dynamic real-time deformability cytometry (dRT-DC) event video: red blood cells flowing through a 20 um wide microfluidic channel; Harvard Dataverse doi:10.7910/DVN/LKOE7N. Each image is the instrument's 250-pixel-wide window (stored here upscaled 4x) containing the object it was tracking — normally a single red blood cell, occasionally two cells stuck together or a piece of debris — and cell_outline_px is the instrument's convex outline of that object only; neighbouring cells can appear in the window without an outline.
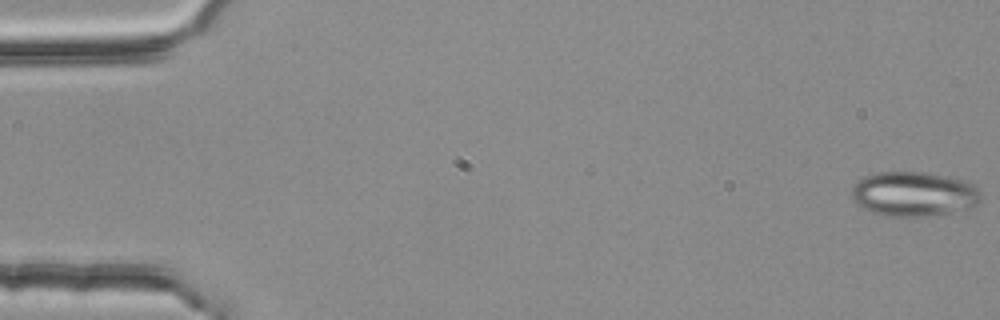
{"species": "common noctule bat (a hibernating species)", "species_latin": "Nyctalus noctula", "temperature_condition": "room temperature", "stored_images_in_passage": 55, "camera_frame_rate_fps": 3000, "um_per_image_px": 0.085, "animal": {"sex": "female", "body_mass_g": 25.1}, "frame": {"image": 1, "passage_image": 1, "time_ms": 0.0, "image_size_px": [1000, 320], "cell_outline_px": [[980, 200], [972, 208], [924, 216], [884, 216], [872, 212], [856, 204], [852, 200], [852, 188], [864, 176], [880, 172], [924, 172], [968, 180], [980, 192]], "centroid_in_image_um": [77.68, 16.48], "position_along_channel_um": 7.3, "area_um2": 33.52}}
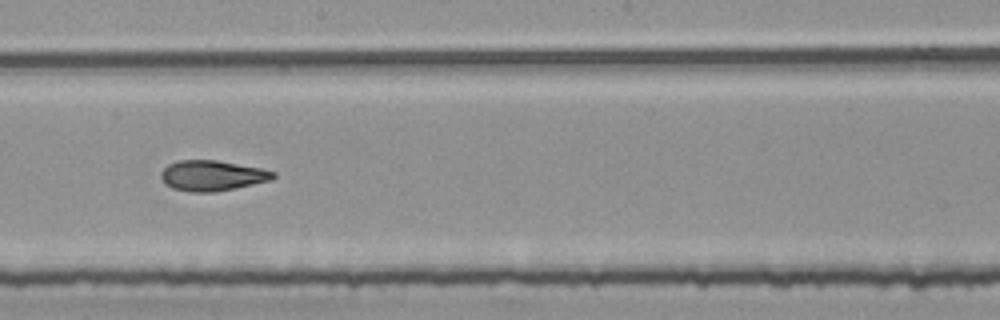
{"frame": {"image": 2, "passage_image": 31, "time_ms": 10.0, "image_size_px": [1000, 320], "cell_outline_px": [[276, 176], [272, 180], [216, 192], [192, 192], [172, 188], [164, 184], [160, 176], [160, 172], [168, 164], [176, 160], [216, 160], [260, 168], [276, 172]], "centroid_in_image_um": [18.01, 14.93], "position_along_channel_um": 230.2, "area_um2": 20.0}}
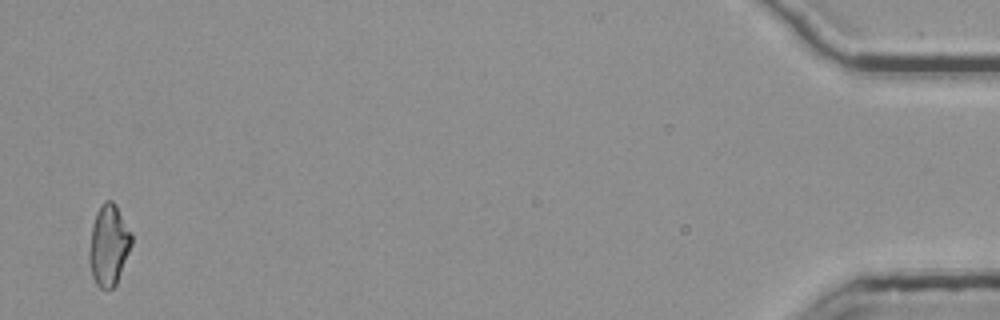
{"frame": {"image": 3, "passage_image": 54, "time_ms": 17.667, "image_size_px": [1000, 320], "cell_outline_px": [[132, 244], [116, 284], [112, 288], [100, 288], [96, 284], [92, 276], [88, 260], [88, 252], [92, 224], [96, 212], [100, 204], [104, 200], [112, 200], [116, 204], [132, 232]], "centroid_in_image_um": [9.23, 20.8], "position_along_channel_um": 426.0, "area_um2": 20.23}, "authors_computed_cell_mechanics": {"area_um2": 20.23, "velocity_mm_per_s": 3.7631, "shape_relaxation_time_tau1_ms": 10.4557, "shape_relaxation_time_tau2_ms": 3.3112, "deformation_change_tau1": 0.2291, "deformation_change_tau2": 0.1138}}